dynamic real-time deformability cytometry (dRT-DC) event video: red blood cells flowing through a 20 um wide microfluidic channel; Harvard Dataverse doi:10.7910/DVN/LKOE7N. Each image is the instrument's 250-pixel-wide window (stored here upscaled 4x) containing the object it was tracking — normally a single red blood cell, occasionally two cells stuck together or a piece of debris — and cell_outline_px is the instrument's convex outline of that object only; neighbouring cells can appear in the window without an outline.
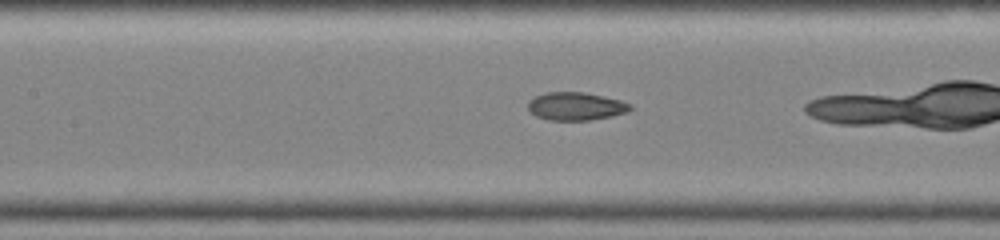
{"species": "common noctule bat (a hibernating species)", "species_latin": "Nyctalus noctula", "temperature_condition": "warm", "stored_images_in_passage": 31, "camera_frame_rate_fps": 3000, "um_per_image_px": 0.085, "animal": {"sex": "female", "body_mass_g": 19.0, "forearm_length_mm": 51.5}, "frame": {"image": 1, "passage_image": 16, "time_ms": 5.0, "image_size_px": [1000, 240], "cell_outline_px": [[632, 108], [628, 112], [612, 116], [592, 120], [548, 120], [536, 116], [528, 108], [528, 100], [544, 92], [584, 92], [604, 96], [620, 100], [632, 104]], "centroid_in_image_um": [48.96, 9.03], "position_along_channel_um": 158.4, "area_um2": 16.82}}
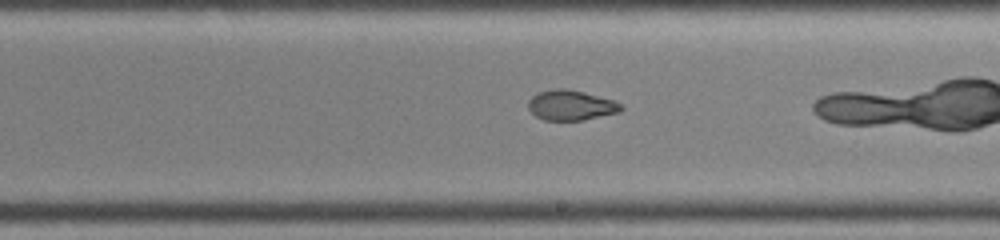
{"frame": {"image": 2, "passage_image": 21, "time_ms": 6.667, "image_size_px": [1000, 240], "cell_outline_px": [[624, 108], [620, 112], [584, 120], [544, 120], [536, 116], [528, 108], [528, 100], [536, 92], [556, 88], [568, 88], [584, 92], [612, 100], [620, 104]], "centroid_in_image_um": [48.5, 8.94], "position_along_channel_um": 240.5, "area_um2": 16.36}}
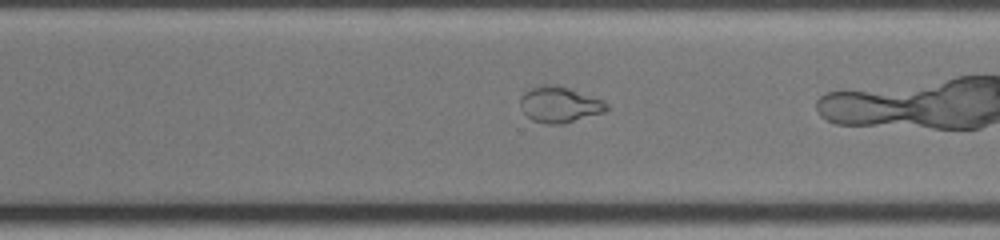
{"frame": {"image": 3, "passage_image": 26, "time_ms": 8.333, "image_size_px": [1000, 240], "cell_outline_px": [[608, 112], [564, 124], [544, 124], [532, 120], [524, 112], [520, 104], [520, 96], [524, 92], [532, 88], [544, 84], [556, 84], [604, 100], [608, 104]], "centroid_in_image_um": [47.6, 8.9], "position_along_channel_um": 323.0, "area_um2": 18.32}}